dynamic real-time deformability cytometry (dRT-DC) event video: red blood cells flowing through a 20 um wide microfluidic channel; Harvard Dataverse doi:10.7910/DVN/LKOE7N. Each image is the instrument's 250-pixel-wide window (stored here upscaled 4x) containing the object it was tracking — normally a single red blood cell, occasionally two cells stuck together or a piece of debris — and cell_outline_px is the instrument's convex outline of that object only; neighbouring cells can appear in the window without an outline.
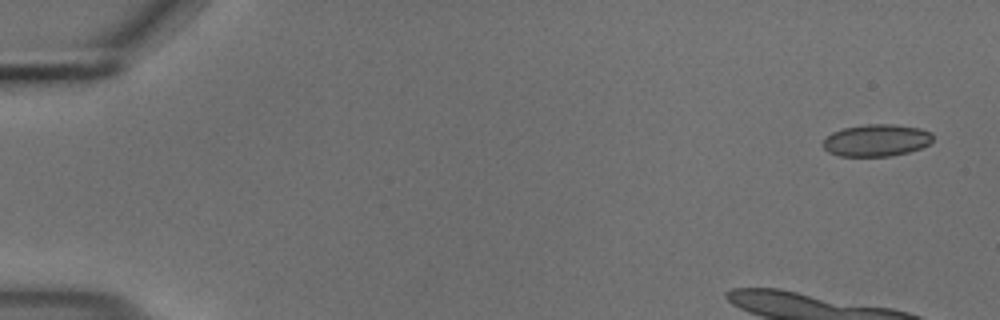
{"species": "common noctule bat (a hibernating species)", "species_latin": "Nyctalus noctula", "temperature_condition": "cold", "stored_images_in_passage": 9, "camera_frame_rate_fps": 3000, "um_per_image_px": 0.085, "animal": {"sex": "male", "body_mass_g": 18.8}, "frame": {"image": 1, "passage_image": 1, "time_ms": 0.0, "image_size_px": [1000, 320], "cell_outline_px": [[932, 140], [928, 144], [920, 148], [908, 152], [892, 156], [840, 156], [828, 152], [824, 148], [824, 140], [832, 132], [844, 128], [868, 124], [892, 124], [920, 128], [932, 132]], "centroid_in_image_um": [74.51, 11.93], "position_along_channel_um": 10.5, "area_um2": 20.4}}